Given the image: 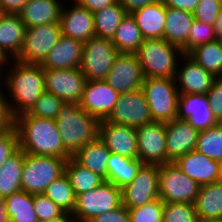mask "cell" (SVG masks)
Wrapping results in <instances>:
<instances>
[{
	"label": "cell",
	"instance_id": "52a82bcc",
	"mask_svg": "<svg viewBox=\"0 0 222 222\" xmlns=\"http://www.w3.org/2000/svg\"><path fill=\"white\" fill-rule=\"evenodd\" d=\"M122 205V189L104 181L99 187L76 195L72 216L75 222H88Z\"/></svg>",
	"mask_w": 222,
	"mask_h": 222
},
{
	"label": "cell",
	"instance_id": "83f0119b",
	"mask_svg": "<svg viewBox=\"0 0 222 222\" xmlns=\"http://www.w3.org/2000/svg\"><path fill=\"white\" fill-rule=\"evenodd\" d=\"M194 206L199 221L222 219V182L201 185Z\"/></svg>",
	"mask_w": 222,
	"mask_h": 222
},
{
	"label": "cell",
	"instance_id": "6f0895ef",
	"mask_svg": "<svg viewBox=\"0 0 222 222\" xmlns=\"http://www.w3.org/2000/svg\"><path fill=\"white\" fill-rule=\"evenodd\" d=\"M0 220H8L4 198H0Z\"/></svg>",
	"mask_w": 222,
	"mask_h": 222
},
{
	"label": "cell",
	"instance_id": "11a10c76",
	"mask_svg": "<svg viewBox=\"0 0 222 222\" xmlns=\"http://www.w3.org/2000/svg\"><path fill=\"white\" fill-rule=\"evenodd\" d=\"M214 28H215L216 37L218 38L219 36H222V4H221V11L218 18L215 21Z\"/></svg>",
	"mask_w": 222,
	"mask_h": 222
},
{
	"label": "cell",
	"instance_id": "836d02e7",
	"mask_svg": "<svg viewBox=\"0 0 222 222\" xmlns=\"http://www.w3.org/2000/svg\"><path fill=\"white\" fill-rule=\"evenodd\" d=\"M126 14V10L118 1L94 12L95 36L112 39Z\"/></svg>",
	"mask_w": 222,
	"mask_h": 222
},
{
	"label": "cell",
	"instance_id": "6125c7cd",
	"mask_svg": "<svg viewBox=\"0 0 222 222\" xmlns=\"http://www.w3.org/2000/svg\"><path fill=\"white\" fill-rule=\"evenodd\" d=\"M3 14V11H2V9H1V6H0V16Z\"/></svg>",
	"mask_w": 222,
	"mask_h": 222
},
{
	"label": "cell",
	"instance_id": "d4e9b609",
	"mask_svg": "<svg viewBox=\"0 0 222 222\" xmlns=\"http://www.w3.org/2000/svg\"><path fill=\"white\" fill-rule=\"evenodd\" d=\"M131 14L144 39H164L166 6L163 1L139 8Z\"/></svg>",
	"mask_w": 222,
	"mask_h": 222
},
{
	"label": "cell",
	"instance_id": "ba28073f",
	"mask_svg": "<svg viewBox=\"0 0 222 222\" xmlns=\"http://www.w3.org/2000/svg\"><path fill=\"white\" fill-rule=\"evenodd\" d=\"M159 198L164 203H195L200 186L174 162L159 165Z\"/></svg>",
	"mask_w": 222,
	"mask_h": 222
},
{
	"label": "cell",
	"instance_id": "d6a6232c",
	"mask_svg": "<svg viewBox=\"0 0 222 222\" xmlns=\"http://www.w3.org/2000/svg\"><path fill=\"white\" fill-rule=\"evenodd\" d=\"M9 222H39L33 203V194L20 190L4 198Z\"/></svg>",
	"mask_w": 222,
	"mask_h": 222
},
{
	"label": "cell",
	"instance_id": "5bb4252c",
	"mask_svg": "<svg viewBox=\"0 0 222 222\" xmlns=\"http://www.w3.org/2000/svg\"><path fill=\"white\" fill-rule=\"evenodd\" d=\"M45 91L53 93L63 102L80 103L86 77L80 68L44 69Z\"/></svg>",
	"mask_w": 222,
	"mask_h": 222
},
{
	"label": "cell",
	"instance_id": "94428289",
	"mask_svg": "<svg viewBox=\"0 0 222 222\" xmlns=\"http://www.w3.org/2000/svg\"><path fill=\"white\" fill-rule=\"evenodd\" d=\"M217 40L219 41V44H220L221 47H222V36H219V37L217 38Z\"/></svg>",
	"mask_w": 222,
	"mask_h": 222
},
{
	"label": "cell",
	"instance_id": "4316f807",
	"mask_svg": "<svg viewBox=\"0 0 222 222\" xmlns=\"http://www.w3.org/2000/svg\"><path fill=\"white\" fill-rule=\"evenodd\" d=\"M111 151L98 137L95 141L84 145L72 158L81 166L89 169L107 181L108 159Z\"/></svg>",
	"mask_w": 222,
	"mask_h": 222
},
{
	"label": "cell",
	"instance_id": "db71d44e",
	"mask_svg": "<svg viewBox=\"0 0 222 222\" xmlns=\"http://www.w3.org/2000/svg\"><path fill=\"white\" fill-rule=\"evenodd\" d=\"M42 222H75V219L72 216V214L63 212L59 217H56L50 220H45Z\"/></svg>",
	"mask_w": 222,
	"mask_h": 222
},
{
	"label": "cell",
	"instance_id": "cb8c5ba5",
	"mask_svg": "<svg viewBox=\"0 0 222 222\" xmlns=\"http://www.w3.org/2000/svg\"><path fill=\"white\" fill-rule=\"evenodd\" d=\"M26 26L18 14L3 13L0 16V48L15 60L20 53Z\"/></svg>",
	"mask_w": 222,
	"mask_h": 222
},
{
	"label": "cell",
	"instance_id": "ab89813d",
	"mask_svg": "<svg viewBox=\"0 0 222 222\" xmlns=\"http://www.w3.org/2000/svg\"><path fill=\"white\" fill-rule=\"evenodd\" d=\"M63 101L53 93L44 91L27 112L31 116L45 119H56Z\"/></svg>",
	"mask_w": 222,
	"mask_h": 222
},
{
	"label": "cell",
	"instance_id": "1f68e13d",
	"mask_svg": "<svg viewBox=\"0 0 222 222\" xmlns=\"http://www.w3.org/2000/svg\"><path fill=\"white\" fill-rule=\"evenodd\" d=\"M143 40L144 38L141 35L140 29L131 13H127L122 19L111 39L119 53L132 54H135L138 51Z\"/></svg>",
	"mask_w": 222,
	"mask_h": 222
},
{
	"label": "cell",
	"instance_id": "f907efd6",
	"mask_svg": "<svg viewBox=\"0 0 222 222\" xmlns=\"http://www.w3.org/2000/svg\"><path fill=\"white\" fill-rule=\"evenodd\" d=\"M166 7L192 12L199 3V0H162Z\"/></svg>",
	"mask_w": 222,
	"mask_h": 222
},
{
	"label": "cell",
	"instance_id": "5b68a950",
	"mask_svg": "<svg viewBox=\"0 0 222 222\" xmlns=\"http://www.w3.org/2000/svg\"><path fill=\"white\" fill-rule=\"evenodd\" d=\"M141 88L153 121L166 123L177 118L179 91L174 78H144Z\"/></svg>",
	"mask_w": 222,
	"mask_h": 222
},
{
	"label": "cell",
	"instance_id": "6da1fadb",
	"mask_svg": "<svg viewBox=\"0 0 222 222\" xmlns=\"http://www.w3.org/2000/svg\"><path fill=\"white\" fill-rule=\"evenodd\" d=\"M14 125L19 136V148L25 153L66 160L72 157L63 146L55 119L39 118L26 112L14 118Z\"/></svg>",
	"mask_w": 222,
	"mask_h": 222
},
{
	"label": "cell",
	"instance_id": "4fadbf2b",
	"mask_svg": "<svg viewBox=\"0 0 222 222\" xmlns=\"http://www.w3.org/2000/svg\"><path fill=\"white\" fill-rule=\"evenodd\" d=\"M159 165L144 164L129 185L122 189V205L141 207L159 198Z\"/></svg>",
	"mask_w": 222,
	"mask_h": 222
},
{
	"label": "cell",
	"instance_id": "d590c367",
	"mask_svg": "<svg viewBox=\"0 0 222 222\" xmlns=\"http://www.w3.org/2000/svg\"><path fill=\"white\" fill-rule=\"evenodd\" d=\"M188 56L216 78L222 77V47L217 39L194 48Z\"/></svg>",
	"mask_w": 222,
	"mask_h": 222
},
{
	"label": "cell",
	"instance_id": "f546056e",
	"mask_svg": "<svg viewBox=\"0 0 222 222\" xmlns=\"http://www.w3.org/2000/svg\"><path fill=\"white\" fill-rule=\"evenodd\" d=\"M144 163L139 159H131L111 153L108 159L107 182L123 189L131 183Z\"/></svg>",
	"mask_w": 222,
	"mask_h": 222
},
{
	"label": "cell",
	"instance_id": "be15d7a7",
	"mask_svg": "<svg viewBox=\"0 0 222 222\" xmlns=\"http://www.w3.org/2000/svg\"><path fill=\"white\" fill-rule=\"evenodd\" d=\"M0 222H9V220H0Z\"/></svg>",
	"mask_w": 222,
	"mask_h": 222
},
{
	"label": "cell",
	"instance_id": "ee69618b",
	"mask_svg": "<svg viewBox=\"0 0 222 222\" xmlns=\"http://www.w3.org/2000/svg\"><path fill=\"white\" fill-rule=\"evenodd\" d=\"M33 203L39 222L59 217L63 211L46 195L33 194Z\"/></svg>",
	"mask_w": 222,
	"mask_h": 222
},
{
	"label": "cell",
	"instance_id": "e575fe53",
	"mask_svg": "<svg viewBox=\"0 0 222 222\" xmlns=\"http://www.w3.org/2000/svg\"><path fill=\"white\" fill-rule=\"evenodd\" d=\"M64 173L76 195L97 188L105 181L98 174L81 166L72 157L66 160Z\"/></svg>",
	"mask_w": 222,
	"mask_h": 222
},
{
	"label": "cell",
	"instance_id": "b9f144b4",
	"mask_svg": "<svg viewBox=\"0 0 222 222\" xmlns=\"http://www.w3.org/2000/svg\"><path fill=\"white\" fill-rule=\"evenodd\" d=\"M164 202L158 198L141 207L129 209L130 222H163Z\"/></svg>",
	"mask_w": 222,
	"mask_h": 222
},
{
	"label": "cell",
	"instance_id": "ffe728a7",
	"mask_svg": "<svg viewBox=\"0 0 222 222\" xmlns=\"http://www.w3.org/2000/svg\"><path fill=\"white\" fill-rule=\"evenodd\" d=\"M174 164L199 185L219 180V161L210 159L195 149L178 157Z\"/></svg>",
	"mask_w": 222,
	"mask_h": 222
},
{
	"label": "cell",
	"instance_id": "8fae6325",
	"mask_svg": "<svg viewBox=\"0 0 222 222\" xmlns=\"http://www.w3.org/2000/svg\"><path fill=\"white\" fill-rule=\"evenodd\" d=\"M106 121L133 128L152 123L150 108L142 88L120 94Z\"/></svg>",
	"mask_w": 222,
	"mask_h": 222
},
{
	"label": "cell",
	"instance_id": "f35d334b",
	"mask_svg": "<svg viewBox=\"0 0 222 222\" xmlns=\"http://www.w3.org/2000/svg\"><path fill=\"white\" fill-rule=\"evenodd\" d=\"M214 25L194 20L187 36V42L181 47L183 54L188 55L194 48L216 40Z\"/></svg>",
	"mask_w": 222,
	"mask_h": 222
},
{
	"label": "cell",
	"instance_id": "7a4b0ae2",
	"mask_svg": "<svg viewBox=\"0 0 222 222\" xmlns=\"http://www.w3.org/2000/svg\"><path fill=\"white\" fill-rule=\"evenodd\" d=\"M14 66L5 74V84L14 103L7 99L13 118L28 112L45 91L44 69L40 64H26L11 60ZM15 61V62H14ZM7 76V77H6ZM12 103V104H11Z\"/></svg>",
	"mask_w": 222,
	"mask_h": 222
},
{
	"label": "cell",
	"instance_id": "277c9868",
	"mask_svg": "<svg viewBox=\"0 0 222 222\" xmlns=\"http://www.w3.org/2000/svg\"><path fill=\"white\" fill-rule=\"evenodd\" d=\"M135 54L144 78H174L178 57L184 55L181 48L163 38L144 39Z\"/></svg>",
	"mask_w": 222,
	"mask_h": 222
},
{
	"label": "cell",
	"instance_id": "603a6c76",
	"mask_svg": "<svg viewBox=\"0 0 222 222\" xmlns=\"http://www.w3.org/2000/svg\"><path fill=\"white\" fill-rule=\"evenodd\" d=\"M82 51V41L61 35L58 43L40 65L43 69L80 68Z\"/></svg>",
	"mask_w": 222,
	"mask_h": 222
},
{
	"label": "cell",
	"instance_id": "4dcf8cb0",
	"mask_svg": "<svg viewBox=\"0 0 222 222\" xmlns=\"http://www.w3.org/2000/svg\"><path fill=\"white\" fill-rule=\"evenodd\" d=\"M25 152L18 149L0 166V198H6L21 189Z\"/></svg>",
	"mask_w": 222,
	"mask_h": 222
},
{
	"label": "cell",
	"instance_id": "680465c9",
	"mask_svg": "<svg viewBox=\"0 0 222 222\" xmlns=\"http://www.w3.org/2000/svg\"><path fill=\"white\" fill-rule=\"evenodd\" d=\"M219 180L220 182H222V161L219 162Z\"/></svg>",
	"mask_w": 222,
	"mask_h": 222
},
{
	"label": "cell",
	"instance_id": "9a60e30c",
	"mask_svg": "<svg viewBox=\"0 0 222 222\" xmlns=\"http://www.w3.org/2000/svg\"><path fill=\"white\" fill-rule=\"evenodd\" d=\"M119 95L104 80H86L79 106L91 116L103 121L110 116Z\"/></svg>",
	"mask_w": 222,
	"mask_h": 222
},
{
	"label": "cell",
	"instance_id": "e0dca14e",
	"mask_svg": "<svg viewBox=\"0 0 222 222\" xmlns=\"http://www.w3.org/2000/svg\"><path fill=\"white\" fill-rule=\"evenodd\" d=\"M99 138L111 153L138 159L136 128L103 120L99 124Z\"/></svg>",
	"mask_w": 222,
	"mask_h": 222
},
{
	"label": "cell",
	"instance_id": "9f6ffc18",
	"mask_svg": "<svg viewBox=\"0 0 222 222\" xmlns=\"http://www.w3.org/2000/svg\"><path fill=\"white\" fill-rule=\"evenodd\" d=\"M9 58L10 57L8 55H6V53H4V51L0 48V70H2L1 68H3L4 65H5V67H8L7 66L8 63L10 65H12L11 61L9 60ZM1 72L2 71H0V77H2L1 75H3Z\"/></svg>",
	"mask_w": 222,
	"mask_h": 222
},
{
	"label": "cell",
	"instance_id": "f6af8a7d",
	"mask_svg": "<svg viewBox=\"0 0 222 222\" xmlns=\"http://www.w3.org/2000/svg\"><path fill=\"white\" fill-rule=\"evenodd\" d=\"M19 149V136L15 125L0 132V166Z\"/></svg>",
	"mask_w": 222,
	"mask_h": 222
},
{
	"label": "cell",
	"instance_id": "44dd1931",
	"mask_svg": "<svg viewBox=\"0 0 222 222\" xmlns=\"http://www.w3.org/2000/svg\"><path fill=\"white\" fill-rule=\"evenodd\" d=\"M64 5L60 15L61 34L83 43L92 37H95L94 15L88 9L79 6L76 2L70 9Z\"/></svg>",
	"mask_w": 222,
	"mask_h": 222
},
{
	"label": "cell",
	"instance_id": "f5cc1de1",
	"mask_svg": "<svg viewBox=\"0 0 222 222\" xmlns=\"http://www.w3.org/2000/svg\"><path fill=\"white\" fill-rule=\"evenodd\" d=\"M120 5L126 10L127 13H132L133 11L142 8L147 5L158 3L162 0H117Z\"/></svg>",
	"mask_w": 222,
	"mask_h": 222
},
{
	"label": "cell",
	"instance_id": "30bf717a",
	"mask_svg": "<svg viewBox=\"0 0 222 222\" xmlns=\"http://www.w3.org/2000/svg\"><path fill=\"white\" fill-rule=\"evenodd\" d=\"M61 35L59 23L26 28L23 47L15 60L26 64H41Z\"/></svg>",
	"mask_w": 222,
	"mask_h": 222
},
{
	"label": "cell",
	"instance_id": "7c38bea8",
	"mask_svg": "<svg viewBox=\"0 0 222 222\" xmlns=\"http://www.w3.org/2000/svg\"><path fill=\"white\" fill-rule=\"evenodd\" d=\"M138 159L144 164L171 163L166 151V123L153 121L136 128Z\"/></svg>",
	"mask_w": 222,
	"mask_h": 222
},
{
	"label": "cell",
	"instance_id": "8992f818",
	"mask_svg": "<svg viewBox=\"0 0 222 222\" xmlns=\"http://www.w3.org/2000/svg\"><path fill=\"white\" fill-rule=\"evenodd\" d=\"M66 159L25 153L21 189L30 194H41L54 180L64 174Z\"/></svg>",
	"mask_w": 222,
	"mask_h": 222
},
{
	"label": "cell",
	"instance_id": "9c48e42d",
	"mask_svg": "<svg viewBox=\"0 0 222 222\" xmlns=\"http://www.w3.org/2000/svg\"><path fill=\"white\" fill-rule=\"evenodd\" d=\"M118 54L111 39L92 37L83 43L80 70L86 80H105Z\"/></svg>",
	"mask_w": 222,
	"mask_h": 222
},
{
	"label": "cell",
	"instance_id": "74e56055",
	"mask_svg": "<svg viewBox=\"0 0 222 222\" xmlns=\"http://www.w3.org/2000/svg\"><path fill=\"white\" fill-rule=\"evenodd\" d=\"M195 150L210 159L222 161V123L199 131Z\"/></svg>",
	"mask_w": 222,
	"mask_h": 222
},
{
	"label": "cell",
	"instance_id": "ac0fdd59",
	"mask_svg": "<svg viewBox=\"0 0 222 222\" xmlns=\"http://www.w3.org/2000/svg\"><path fill=\"white\" fill-rule=\"evenodd\" d=\"M177 119L187 120L198 131L219 124L212 113L206 94H179Z\"/></svg>",
	"mask_w": 222,
	"mask_h": 222
},
{
	"label": "cell",
	"instance_id": "681fc988",
	"mask_svg": "<svg viewBox=\"0 0 222 222\" xmlns=\"http://www.w3.org/2000/svg\"><path fill=\"white\" fill-rule=\"evenodd\" d=\"M72 1L76 2L79 6L88 9L92 13L117 2V0H72Z\"/></svg>",
	"mask_w": 222,
	"mask_h": 222
},
{
	"label": "cell",
	"instance_id": "60d3db41",
	"mask_svg": "<svg viewBox=\"0 0 222 222\" xmlns=\"http://www.w3.org/2000/svg\"><path fill=\"white\" fill-rule=\"evenodd\" d=\"M163 222H199L192 203H164Z\"/></svg>",
	"mask_w": 222,
	"mask_h": 222
},
{
	"label": "cell",
	"instance_id": "bcb514c9",
	"mask_svg": "<svg viewBox=\"0 0 222 222\" xmlns=\"http://www.w3.org/2000/svg\"><path fill=\"white\" fill-rule=\"evenodd\" d=\"M206 95L214 117L222 123V77L215 79Z\"/></svg>",
	"mask_w": 222,
	"mask_h": 222
},
{
	"label": "cell",
	"instance_id": "484cf974",
	"mask_svg": "<svg viewBox=\"0 0 222 222\" xmlns=\"http://www.w3.org/2000/svg\"><path fill=\"white\" fill-rule=\"evenodd\" d=\"M60 0H29L18 13L26 28L48 23H59Z\"/></svg>",
	"mask_w": 222,
	"mask_h": 222
},
{
	"label": "cell",
	"instance_id": "f1b7e54d",
	"mask_svg": "<svg viewBox=\"0 0 222 222\" xmlns=\"http://www.w3.org/2000/svg\"><path fill=\"white\" fill-rule=\"evenodd\" d=\"M194 20L192 12L166 7L164 39L181 48L187 42Z\"/></svg>",
	"mask_w": 222,
	"mask_h": 222
},
{
	"label": "cell",
	"instance_id": "2e32d148",
	"mask_svg": "<svg viewBox=\"0 0 222 222\" xmlns=\"http://www.w3.org/2000/svg\"><path fill=\"white\" fill-rule=\"evenodd\" d=\"M104 81L119 94L141 88L144 76L136 54L119 53Z\"/></svg>",
	"mask_w": 222,
	"mask_h": 222
},
{
	"label": "cell",
	"instance_id": "816d5d0a",
	"mask_svg": "<svg viewBox=\"0 0 222 222\" xmlns=\"http://www.w3.org/2000/svg\"><path fill=\"white\" fill-rule=\"evenodd\" d=\"M29 0H0L3 13L18 14Z\"/></svg>",
	"mask_w": 222,
	"mask_h": 222
},
{
	"label": "cell",
	"instance_id": "d6986e66",
	"mask_svg": "<svg viewBox=\"0 0 222 222\" xmlns=\"http://www.w3.org/2000/svg\"><path fill=\"white\" fill-rule=\"evenodd\" d=\"M182 57L184 65L180 69L177 66L174 77L179 94H207L216 77L188 55Z\"/></svg>",
	"mask_w": 222,
	"mask_h": 222
},
{
	"label": "cell",
	"instance_id": "7402d4cb",
	"mask_svg": "<svg viewBox=\"0 0 222 222\" xmlns=\"http://www.w3.org/2000/svg\"><path fill=\"white\" fill-rule=\"evenodd\" d=\"M199 131L187 120L174 119L166 122L167 157L174 162L178 157L195 149Z\"/></svg>",
	"mask_w": 222,
	"mask_h": 222
},
{
	"label": "cell",
	"instance_id": "c3c4849f",
	"mask_svg": "<svg viewBox=\"0 0 222 222\" xmlns=\"http://www.w3.org/2000/svg\"><path fill=\"white\" fill-rule=\"evenodd\" d=\"M3 82V81H0ZM0 84V88H1ZM0 89V132L11 128L14 125V118L10 113L5 93Z\"/></svg>",
	"mask_w": 222,
	"mask_h": 222
},
{
	"label": "cell",
	"instance_id": "7bdbcfd3",
	"mask_svg": "<svg viewBox=\"0 0 222 222\" xmlns=\"http://www.w3.org/2000/svg\"><path fill=\"white\" fill-rule=\"evenodd\" d=\"M222 1L199 0L193 11L194 18L200 22L214 25L221 11Z\"/></svg>",
	"mask_w": 222,
	"mask_h": 222
},
{
	"label": "cell",
	"instance_id": "7dc6e473",
	"mask_svg": "<svg viewBox=\"0 0 222 222\" xmlns=\"http://www.w3.org/2000/svg\"><path fill=\"white\" fill-rule=\"evenodd\" d=\"M91 222H130L129 209L124 205L100 214L91 220Z\"/></svg>",
	"mask_w": 222,
	"mask_h": 222
},
{
	"label": "cell",
	"instance_id": "91938a15",
	"mask_svg": "<svg viewBox=\"0 0 222 222\" xmlns=\"http://www.w3.org/2000/svg\"><path fill=\"white\" fill-rule=\"evenodd\" d=\"M199 222H222V219H214V220L199 221Z\"/></svg>",
	"mask_w": 222,
	"mask_h": 222
},
{
	"label": "cell",
	"instance_id": "8d00e7d4",
	"mask_svg": "<svg viewBox=\"0 0 222 222\" xmlns=\"http://www.w3.org/2000/svg\"><path fill=\"white\" fill-rule=\"evenodd\" d=\"M43 194L52 200L64 213L72 214L74 211L76 194L65 173L46 187Z\"/></svg>",
	"mask_w": 222,
	"mask_h": 222
},
{
	"label": "cell",
	"instance_id": "3957f363",
	"mask_svg": "<svg viewBox=\"0 0 222 222\" xmlns=\"http://www.w3.org/2000/svg\"><path fill=\"white\" fill-rule=\"evenodd\" d=\"M55 122L63 146L72 156L99 137L100 121L76 102H63Z\"/></svg>",
	"mask_w": 222,
	"mask_h": 222
}]
</instances>
